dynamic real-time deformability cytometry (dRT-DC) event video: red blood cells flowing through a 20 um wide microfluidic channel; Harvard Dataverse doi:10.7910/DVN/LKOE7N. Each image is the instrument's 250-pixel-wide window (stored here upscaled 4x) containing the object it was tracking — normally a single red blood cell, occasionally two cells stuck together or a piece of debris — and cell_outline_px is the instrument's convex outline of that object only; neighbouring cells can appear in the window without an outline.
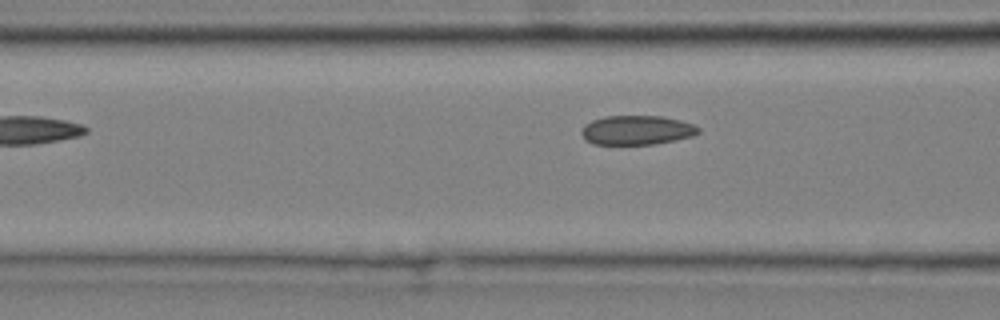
{"species": "common noctule bat (a hibernating species)", "species_latin": "Nyctalus noctula", "temperature_condition": "cold", "stored_images_in_passage": 3, "camera_frame_rate_fps": 3000, "um_per_image_px": 0.085, "animal": {"sex": "male", "body_mass_g": 20.4}, "frame": {"image": 1, "passage_image": 3, "time_ms": 0.667, "image_size_px": [1000, 320], "cell_outline_px": [[700, 132], [692, 136], [652, 144], [592, 144], [584, 140], [580, 132], [584, 124], [592, 120], [604, 116], [664, 116], [680, 120], [692, 124], [700, 128]], "centroid_in_image_um": [54.08, 11.05], "position_along_channel_um": 112.5, "area_um2": 20.0}}